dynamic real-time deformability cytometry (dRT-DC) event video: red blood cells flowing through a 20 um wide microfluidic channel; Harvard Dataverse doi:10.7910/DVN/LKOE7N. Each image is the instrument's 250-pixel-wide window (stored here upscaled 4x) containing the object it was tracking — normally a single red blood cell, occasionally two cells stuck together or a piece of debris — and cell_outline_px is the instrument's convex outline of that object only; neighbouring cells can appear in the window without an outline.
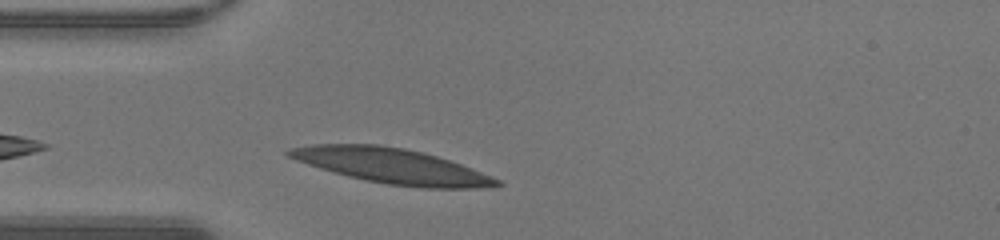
{"species": "human", "species_latin": "Homo sapiens", "temperature_condition": "warm", "stored_images_in_passage": 27, "camera_frame_rate_fps": 3000, "um_per_image_px": 0.085, "donor": {"sex": "male"}, "frame": {"image": 1, "passage_image": 2, "time_ms": 0.333, "image_size_px": [1000, 240], "cell_outline_px": [[504, 184], [496, 188], [420, 188], [388, 184], [364, 180], [348, 176], [320, 168], [296, 160], [288, 156], [284, 152], [288, 148], [312, 144], [380, 144], [404, 148], [436, 156], [472, 168], [492, 176], [500, 180]], "centroid_in_image_um": [33.34, 14.11], "position_along_channel_um": 51.7, "area_um2": 42.54}}
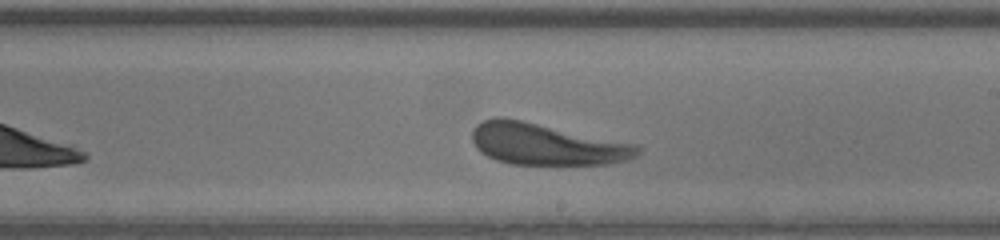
{"frame": {"image": 2, "passage_image": 16, "time_ms": 5.0, "image_size_px": [1000, 240], "cell_outline_px": [[640, 152], [636, 156], [628, 160], [608, 164], [512, 164], [496, 160], [480, 152], [476, 148], [472, 140], [472, 128], [476, 124], [484, 120], [496, 116], [504, 116], [636, 144], [640, 148]], "centroid_in_image_um": [46.41, 12.24], "position_along_channel_um": 242.6, "area_um2": 40.17}}
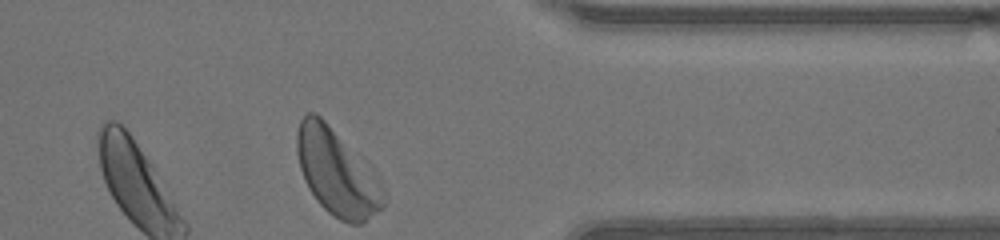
{"frame": {"image": 3, "passage_image": 27, "time_ms": 8.667, "image_size_px": [1000, 240], "cell_outline_px": [[384, 208], [360, 224], [348, 224], [340, 220], [328, 212], [316, 200], [308, 188], [304, 180], [300, 168], [296, 152], [296, 132], [300, 120], [308, 112], [316, 112], [328, 124], [384, 204]], "centroid_in_image_um": [28.36, 14.71], "position_along_channel_um": 383.0, "area_um2": 39.07}, "authors_computed_cell_mechanics": {"area_um2": 40.46, "velocity_mm_per_s": 4.2241, "shape_relaxation_time_tau1_ms": 2.6797, "shape_relaxation_time_tau2_ms": 2.1845, "deformation_change_tau1": 0.1243, "deformation_change_tau2": 0.1325}}